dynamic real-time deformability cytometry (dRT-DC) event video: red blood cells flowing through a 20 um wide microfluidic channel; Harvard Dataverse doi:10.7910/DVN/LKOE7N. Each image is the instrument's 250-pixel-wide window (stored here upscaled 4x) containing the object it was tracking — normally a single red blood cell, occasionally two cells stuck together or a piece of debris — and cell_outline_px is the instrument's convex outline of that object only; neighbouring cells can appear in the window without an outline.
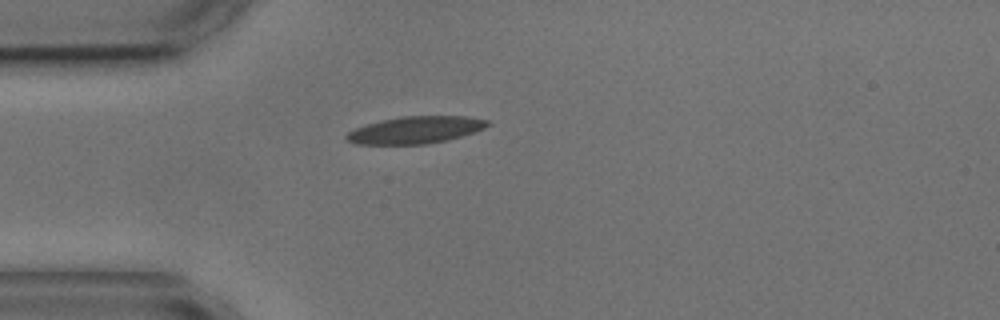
{"species": "common noctule bat (a hibernating species)", "species_latin": "Nyctalus noctula", "temperature_condition": "cold", "stored_images_in_passage": 2, "camera_frame_rate_fps": 3000, "um_per_image_px": 0.085, "animal": {"sex": "male", "body_mass_g": 17.9, "forearm_length_mm": 54.2}, "frame": {"image": 1, "passage_image": 1, "time_ms": 0.0, "image_size_px": [1000, 320], "cell_outline_px": [[492, 124], [484, 128], [460, 136], [444, 140], [424, 144], [356, 144], [348, 140], [344, 136], [348, 132], [356, 128], [368, 124], [400, 116], [464, 116], [488, 120]], "centroid_in_image_um": [35.32, 11.04], "position_along_channel_um": 49.7, "area_um2": 21.91}}